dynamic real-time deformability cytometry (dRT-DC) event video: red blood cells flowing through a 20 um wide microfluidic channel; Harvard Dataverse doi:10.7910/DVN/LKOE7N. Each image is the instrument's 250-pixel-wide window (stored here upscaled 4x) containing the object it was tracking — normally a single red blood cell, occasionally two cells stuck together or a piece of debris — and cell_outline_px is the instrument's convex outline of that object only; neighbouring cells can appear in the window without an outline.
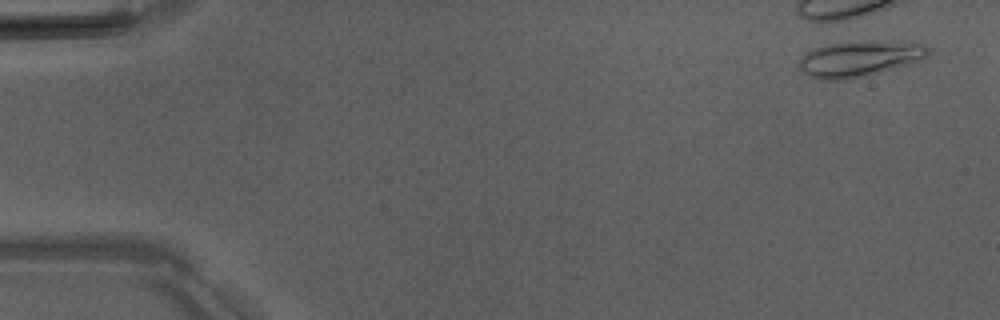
{"species": "Egyptian fruit bat (a non-hibernating species)", "species_latin": "Rousettus aegyptiacus", "temperature_condition": "room temperature", "stored_images_in_passage": 6, "camera_frame_rate_fps": 3000, "um_per_image_px": 0.085, "animal": {"sex": "male"}, "frame": {"image": 1, "passage_image": 3, "time_ms": 0.667, "image_size_px": [1000, 320], "cell_outline_px": [[928, 52], [920, 60], [912, 64], [864, 76], [844, 80], [824, 80], [808, 76], [800, 68], [800, 60], [808, 52], [816, 48], [832, 44], [912, 40], [924, 44], [928, 48]], "centroid_in_image_um": [73.13, 5.0], "position_along_channel_um": 11.9, "area_um2": 26.41}}